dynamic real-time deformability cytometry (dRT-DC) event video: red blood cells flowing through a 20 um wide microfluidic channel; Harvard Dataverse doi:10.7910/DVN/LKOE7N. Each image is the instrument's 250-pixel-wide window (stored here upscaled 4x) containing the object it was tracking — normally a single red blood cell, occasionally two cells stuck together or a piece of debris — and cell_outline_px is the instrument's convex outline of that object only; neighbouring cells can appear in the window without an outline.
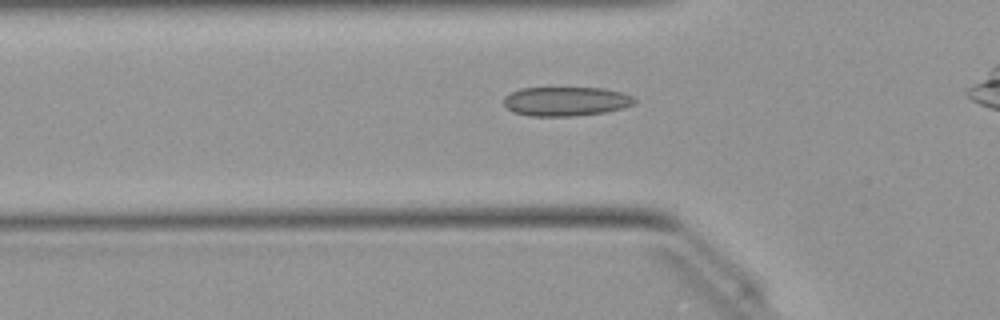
{"species": "Egyptian fruit bat (a non-hibernating species)", "species_latin": "Rousettus aegyptiacus", "temperature_condition": "warm", "stored_images_in_passage": 34, "camera_frame_rate_fps": 3000, "um_per_image_px": 0.085, "animal": {"sex": "female"}, "frame": {"image": 1, "passage_image": 9, "time_ms": 2.667, "image_size_px": [1000, 320], "cell_outline_px": [[636, 104], [624, 108], [604, 112], [572, 116], [532, 116], [512, 112], [504, 104], [504, 96], [520, 88], [604, 88], [620, 92], [632, 96], [636, 100]], "centroid_in_image_um": [48.11, 8.61], "position_along_channel_um": 77.7, "area_um2": 22.25}}
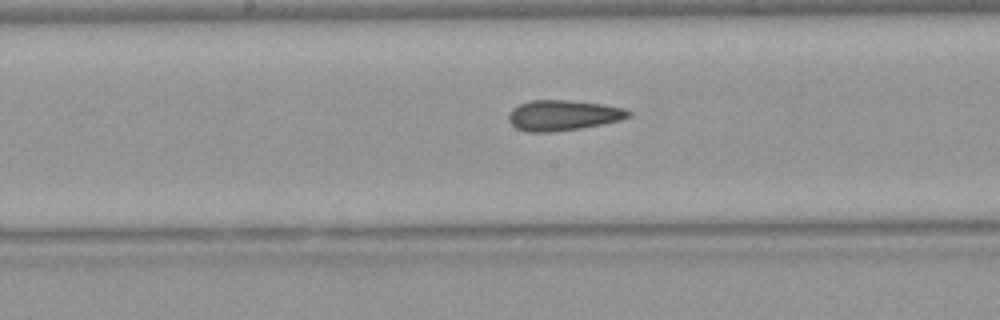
{"frame": {"image": 2, "passage_image": 18, "time_ms": 5.667, "image_size_px": [1000, 320], "cell_outline_px": [[632, 116], [620, 120], [580, 128], [552, 132], [528, 132], [516, 128], [508, 120], [508, 112], [512, 108], [520, 104], [532, 100], [572, 100], [604, 104], [624, 108], [632, 112]], "centroid_in_image_um": [47.86, 9.79], "position_along_channel_um": 200.3, "area_um2": 21.39}}
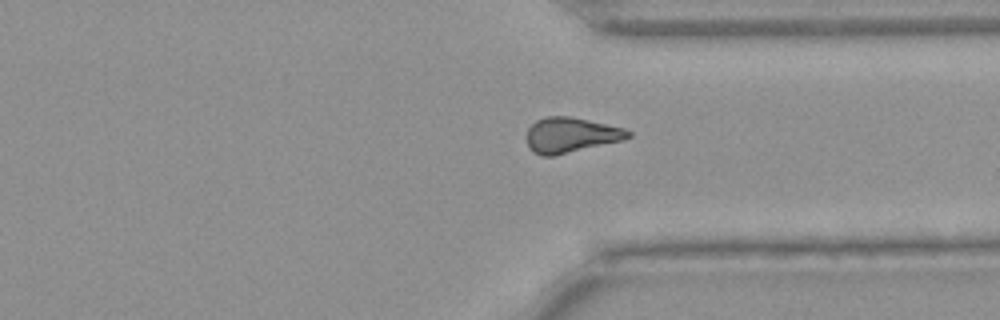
{"frame": {"image": 3, "passage_image": 30, "time_ms": 9.667, "image_size_px": [1000, 320], "cell_outline_px": [[632, 136], [624, 140], [556, 156], [540, 156], [532, 152], [528, 148], [528, 128], [536, 120], [544, 116], [572, 116], [624, 128], [632, 132]], "centroid_in_image_um": [48.53, 11.49], "position_along_channel_um": 362.9, "area_um2": 21.15}}